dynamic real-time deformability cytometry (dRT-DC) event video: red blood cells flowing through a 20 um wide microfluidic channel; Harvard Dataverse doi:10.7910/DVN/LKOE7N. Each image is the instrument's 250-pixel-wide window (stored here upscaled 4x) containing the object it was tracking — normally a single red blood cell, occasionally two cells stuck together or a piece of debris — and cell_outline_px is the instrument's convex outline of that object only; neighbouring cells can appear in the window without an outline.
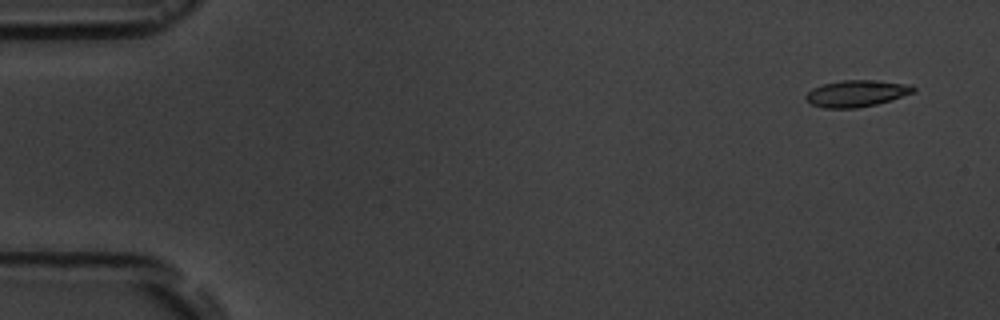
{"species": "common noctule bat (a hibernating species)", "species_latin": "Nyctalus noctula", "temperature_condition": "room temperature", "stored_images_in_passage": 4, "camera_frame_rate_fps": 3000, "um_per_image_px": 0.085, "animal": {"sex": "male", "body_mass_g": 19.5, "forearm_length_mm": 54.6}, "frame": {"image": 1, "passage_image": 1, "time_ms": 0.0, "image_size_px": [1000, 320], "cell_outline_px": [[916, 92], [876, 104], [856, 108], [824, 108], [812, 104], [804, 96], [812, 88], [824, 84], [840, 80], [872, 80], [912, 84], [916, 88]], "centroid_in_image_um": [72.83, 7.93], "position_along_channel_um": 12.2, "area_um2": 16.65}}
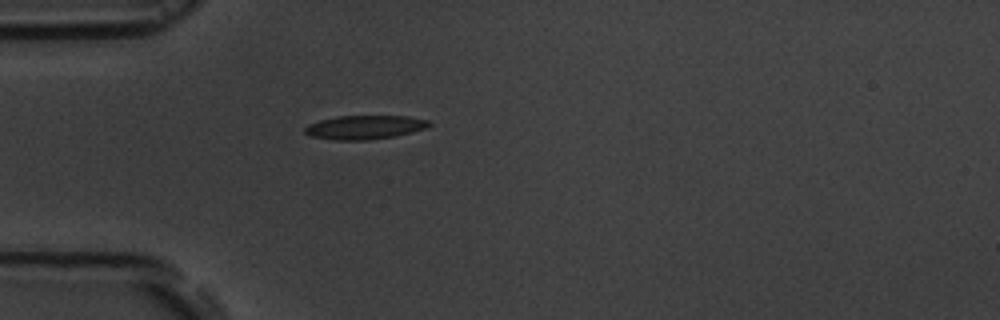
{"frame": {"image": 2, "passage_image": 4, "time_ms": 4.333, "image_size_px": [1000, 320], "cell_outline_px": [[432, 124], [424, 128], [412, 132], [396, 136], [368, 140], [336, 140], [312, 136], [304, 132], [304, 128], [308, 124], [320, 120], [336, 116], [408, 116], [428, 120]], "centroid_in_image_um": [30.99, 10.81], "position_along_channel_um": 54.0, "area_um2": 17.22}}